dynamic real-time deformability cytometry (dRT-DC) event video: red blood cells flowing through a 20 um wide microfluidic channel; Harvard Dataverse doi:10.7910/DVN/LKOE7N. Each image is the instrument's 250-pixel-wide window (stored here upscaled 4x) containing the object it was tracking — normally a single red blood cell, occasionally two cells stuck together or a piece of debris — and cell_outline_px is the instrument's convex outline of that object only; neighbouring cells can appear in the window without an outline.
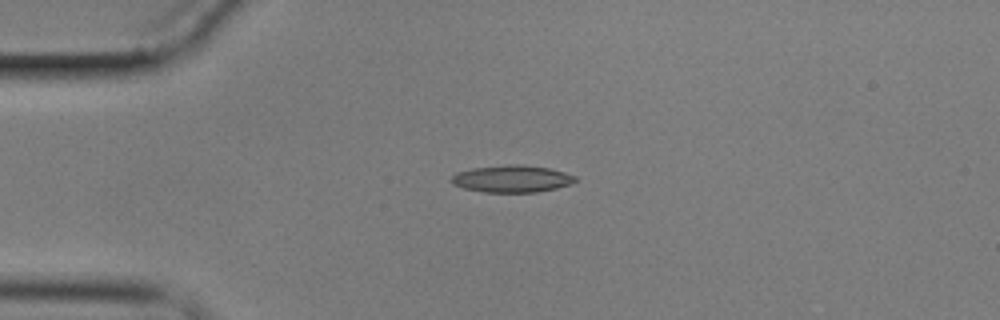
{"species": "common noctule bat (a hibernating species)", "species_latin": "Nyctalus noctula", "temperature_condition": "cold", "stored_images_in_passage": 3, "camera_frame_rate_fps": 3000, "um_per_image_px": 0.085, "animal": {"sex": "male", "body_mass_g": 17.9}, "frame": {"image": 1, "passage_image": 2, "time_ms": 1.333, "image_size_px": [1000, 320], "cell_outline_px": [[576, 180], [568, 184], [556, 188], [536, 192], [484, 192], [464, 188], [452, 184], [452, 176], [456, 172], [472, 168], [508, 164], [520, 164], [548, 168], [564, 172], [576, 176]], "centroid_in_image_um": [43.48, 15.19], "position_along_channel_um": 41.5, "area_um2": 19.42}}